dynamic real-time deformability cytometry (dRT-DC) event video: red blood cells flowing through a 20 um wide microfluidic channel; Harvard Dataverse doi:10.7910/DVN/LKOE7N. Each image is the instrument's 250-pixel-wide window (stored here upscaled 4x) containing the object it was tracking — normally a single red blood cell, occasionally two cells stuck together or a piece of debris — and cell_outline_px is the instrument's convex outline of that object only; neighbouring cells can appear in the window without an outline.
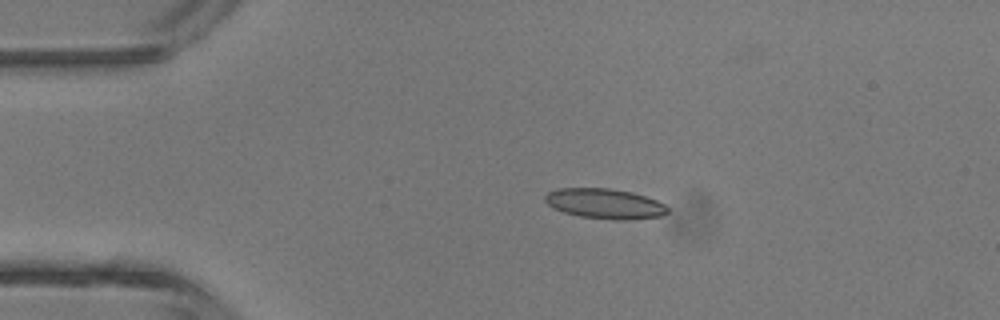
{"species": "common noctule bat (a hibernating species)", "species_latin": "Nyctalus noctula", "temperature_condition": "room temperature", "stored_images_in_passage": 4, "camera_frame_rate_fps": 3000, "um_per_image_px": 0.085, "animal": {"sex": "male", "body_mass_g": 13.3}, "frame": {"image": 1, "passage_image": 3, "time_ms": 0.667, "image_size_px": [1000, 320], "cell_outline_px": [[668, 212], [660, 216], [628, 220], [616, 220], [580, 216], [564, 212], [552, 208], [544, 200], [544, 196], [548, 192], [560, 188], [608, 188], [632, 192], [656, 200], [664, 204], [668, 208]], "centroid_in_image_um": [51.39, 17.31], "position_along_channel_um": 33.6, "area_um2": 21.44}}